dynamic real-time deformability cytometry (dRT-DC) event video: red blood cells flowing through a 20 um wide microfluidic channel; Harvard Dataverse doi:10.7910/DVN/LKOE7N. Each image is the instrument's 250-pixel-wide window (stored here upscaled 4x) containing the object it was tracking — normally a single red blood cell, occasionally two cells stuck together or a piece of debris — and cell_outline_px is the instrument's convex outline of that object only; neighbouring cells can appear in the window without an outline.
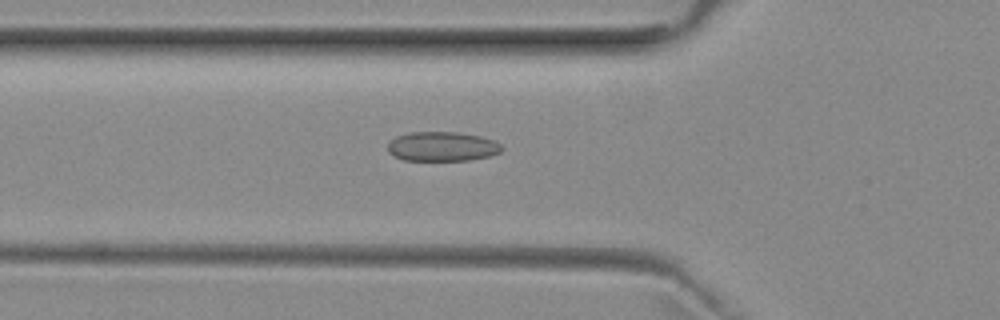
{"species": "common noctule bat (a hibernating species)", "species_latin": "Nyctalus noctula", "temperature_condition": "room temperature", "stored_images_in_passage": 48, "camera_frame_rate_fps": 3000, "um_per_image_px": 0.085, "animal": {"sex": "female", "body_mass_g": 29.2, "forearm_length_mm": 56.3}, "frame": {"image": 1, "passage_image": 14, "time_ms": 4.333, "image_size_px": [1000, 320], "cell_outline_px": [[504, 148], [500, 152], [488, 156], [468, 160], [404, 160], [392, 156], [388, 152], [388, 144], [396, 136], [408, 132], [456, 132], [480, 136], [492, 140], [500, 144]], "centroid_in_image_um": [37.55, 12.45], "position_along_channel_um": 88.2, "area_um2": 19.54}}
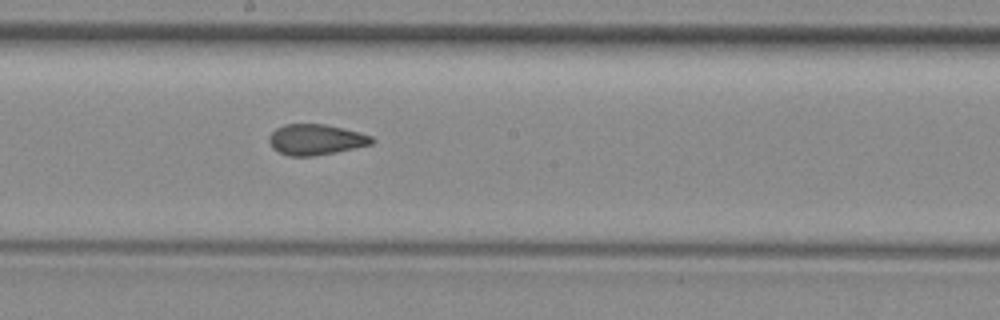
{"frame": {"image": 2, "passage_image": 24, "time_ms": 7.667, "image_size_px": [1000, 320], "cell_outline_px": [[376, 140], [372, 144], [336, 152], [312, 156], [288, 156], [272, 148], [268, 140], [268, 136], [276, 128], [284, 124], [324, 124], [372, 136]], "centroid_in_image_um": [26.81, 11.87], "position_along_channel_um": 221.4, "area_um2": 18.26}}
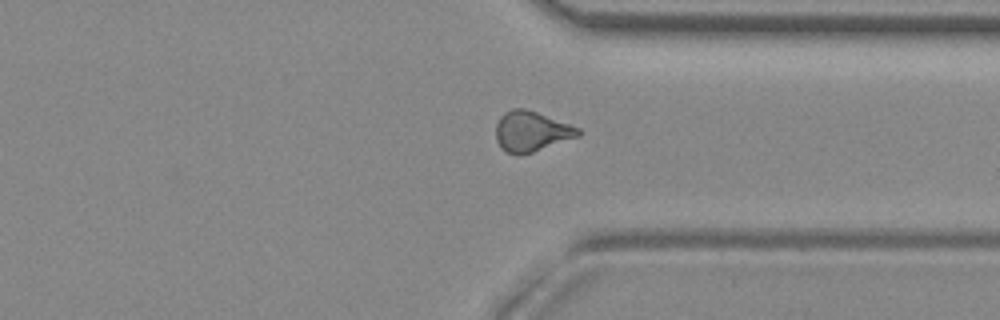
{"frame": {"image": 3, "passage_image": 35, "time_ms": 11.333, "image_size_px": [1000, 320], "cell_outline_px": [[584, 132], [580, 136], [520, 156], [516, 156], [500, 148], [496, 140], [496, 124], [500, 116], [504, 112], [512, 108], [524, 108], [536, 112], [580, 128]], "centroid_in_image_um": [45.16, 11.18], "position_along_channel_um": 366.2, "area_um2": 19.48}, "authors_computed_cell_mechanics": {"area_um2": 19.0162, "velocity_mm_per_s": 3.9765, "shape_relaxation_time_tau1_ms": null, "shape_relaxation_time_tau2_ms": 1.3557, "deformation_change_tau1": null, "deformation_change_tau2": 0.0787}}